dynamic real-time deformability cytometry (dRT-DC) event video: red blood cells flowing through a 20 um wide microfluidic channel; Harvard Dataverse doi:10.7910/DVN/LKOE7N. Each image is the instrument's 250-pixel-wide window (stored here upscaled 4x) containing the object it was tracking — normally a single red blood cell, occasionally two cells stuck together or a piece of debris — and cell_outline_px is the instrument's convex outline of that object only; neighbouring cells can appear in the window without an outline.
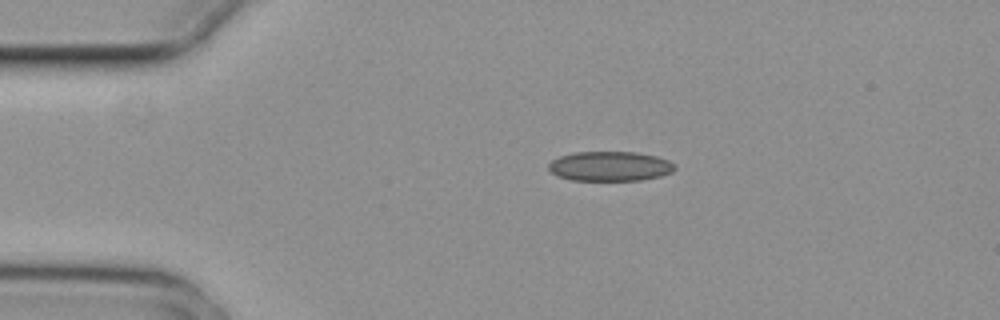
{"species": "common noctule bat (a hibernating species)", "species_latin": "Nyctalus noctula", "temperature_condition": "cold", "stored_images_in_passage": 5, "camera_frame_rate_fps": 3000, "um_per_image_px": 0.085, "animal": {"sex": "female", "body_mass_g": 29.2, "forearm_length_mm": 56.3}, "frame": {"image": 1, "passage_image": 1, "time_ms": 0.0, "image_size_px": [1000, 320], "cell_outline_px": [[676, 168], [672, 172], [660, 176], [640, 180], [572, 180], [556, 176], [548, 168], [548, 164], [552, 160], [560, 156], [576, 152], [636, 152], [656, 156], [668, 160], [676, 164]], "centroid_in_image_um": [51.86, 14.13], "position_along_channel_um": 33.1, "area_um2": 21.85}}
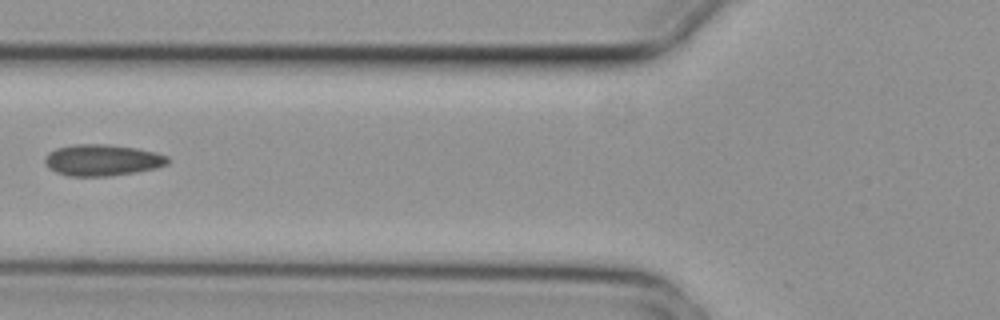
{"frame": {"image": 2, "passage_image": 3, "time_ms": 0.667, "image_size_px": [1000, 320], "cell_outline_px": [[168, 164], [156, 168], [136, 172], [108, 176], [68, 176], [56, 172], [48, 168], [44, 160], [44, 156], [48, 152], [56, 148], [76, 144], [104, 144], [136, 148], [156, 152], [168, 156]], "centroid_in_image_um": [8.67, 13.61], "position_along_channel_um": 117.1, "area_um2": 22.54}}
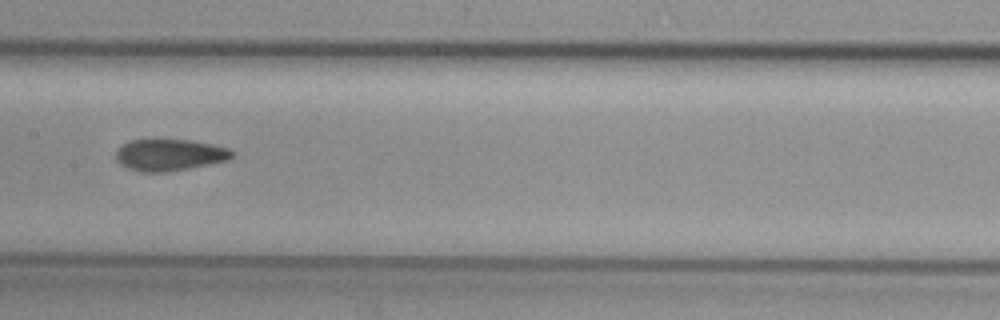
{"frame": {"image": 3, "passage_image": 5, "time_ms": 1.333, "image_size_px": [1000, 320], "cell_outline_px": [[236, 152], [228, 160], [188, 168], [164, 172], [140, 172], [128, 168], [120, 164], [116, 160], [116, 148], [128, 140], [188, 140], [212, 144], [228, 148]], "centroid_in_image_um": [14.38, 13.16], "position_along_channel_um": 193.0, "area_um2": 21.39}}